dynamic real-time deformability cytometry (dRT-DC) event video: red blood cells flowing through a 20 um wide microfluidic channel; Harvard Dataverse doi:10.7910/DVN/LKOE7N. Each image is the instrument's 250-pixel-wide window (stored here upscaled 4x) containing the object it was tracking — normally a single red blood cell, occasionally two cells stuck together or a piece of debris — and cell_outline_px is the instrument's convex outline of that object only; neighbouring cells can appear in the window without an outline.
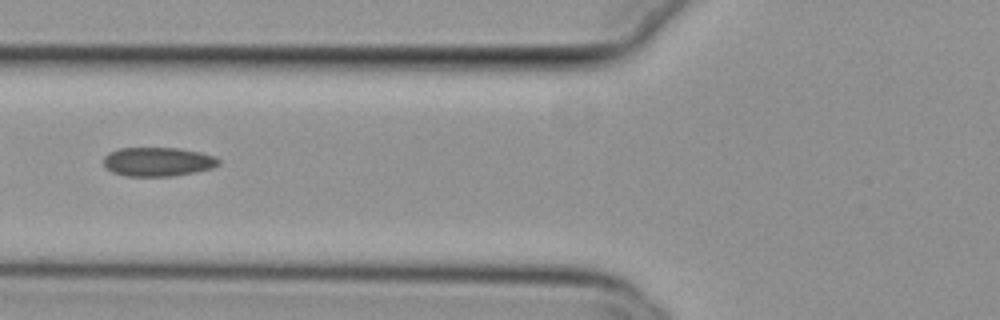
{"species": "common noctule bat (a hibernating species)", "species_latin": "Nyctalus noctula", "temperature_condition": "cold", "stored_images_in_passage": 39, "camera_frame_rate_fps": 3000, "um_per_image_px": 0.085, "animal": {"sex": "female", "body_mass_g": 29.2, "forearm_length_mm": 56.3}, "frame": {"image": 1, "passage_image": 6, "time_ms": 1.667, "image_size_px": [1000, 320], "cell_outline_px": [[220, 164], [212, 168], [196, 172], [172, 176], [128, 176], [112, 172], [104, 164], [104, 156], [108, 152], [120, 148], [180, 148], [200, 152], [216, 156], [220, 160]], "centroid_in_image_um": [13.45, 13.74], "position_along_channel_um": 112.4, "area_um2": 19.54}}
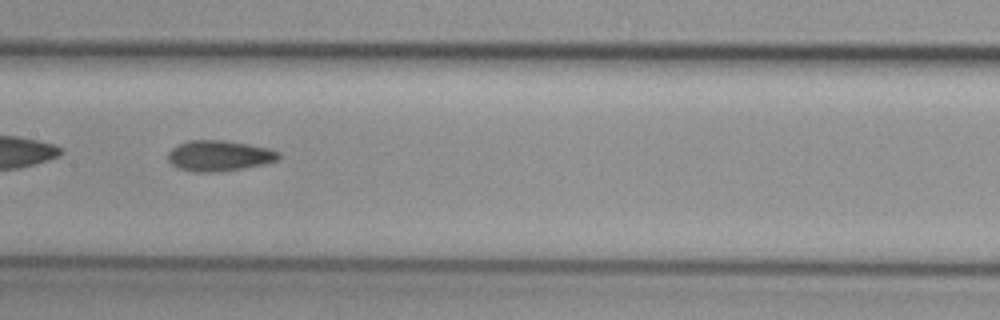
{"frame": {"image": 2, "passage_image": 12, "time_ms": 3.667, "image_size_px": [1000, 320], "cell_outline_px": [[280, 156], [276, 160], [264, 164], [244, 168], [220, 172], [192, 172], [176, 168], [168, 160], [168, 152], [172, 148], [188, 140], [224, 140], [248, 144], [268, 148], [280, 152]], "centroid_in_image_um": [18.61, 13.25], "position_along_channel_um": 188.8, "area_um2": 19.88}}
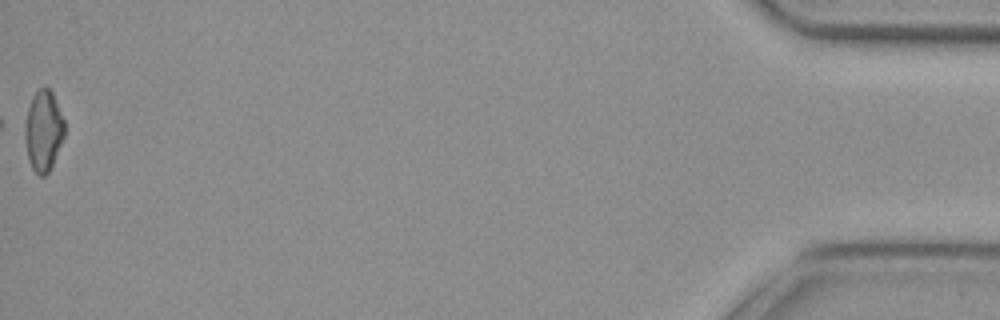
{"frame": {"image": 3, "passage_image": 39, "time_ms": 12.667, "image_size_px": [1000, 320], "cell_outline_px": [[64, 136], [52, 164], [48, 172], [44, 176], [40, 176], [32, 168], [28, 156], [24, 136], [24, 128], [28, 108], [32, 96], [40, 88], [48, 88], [52, 92], [64, 120]], "centroid_in_image_um": [3.68, 11.11], "position_along_channel_um": 431.5, "area_um2": 18.26}, "authors_computed_cell_mechanics": {"area_um2": 19.3052, "velocity_mm_per_s": 3.7966, "shape_relaxation_time_tau1_ms": null, "shape_relaxation_time_tau2_ms": 4.1259, "deformation_change_tau1": null, "deformation_change_tau2": 0.1144}}